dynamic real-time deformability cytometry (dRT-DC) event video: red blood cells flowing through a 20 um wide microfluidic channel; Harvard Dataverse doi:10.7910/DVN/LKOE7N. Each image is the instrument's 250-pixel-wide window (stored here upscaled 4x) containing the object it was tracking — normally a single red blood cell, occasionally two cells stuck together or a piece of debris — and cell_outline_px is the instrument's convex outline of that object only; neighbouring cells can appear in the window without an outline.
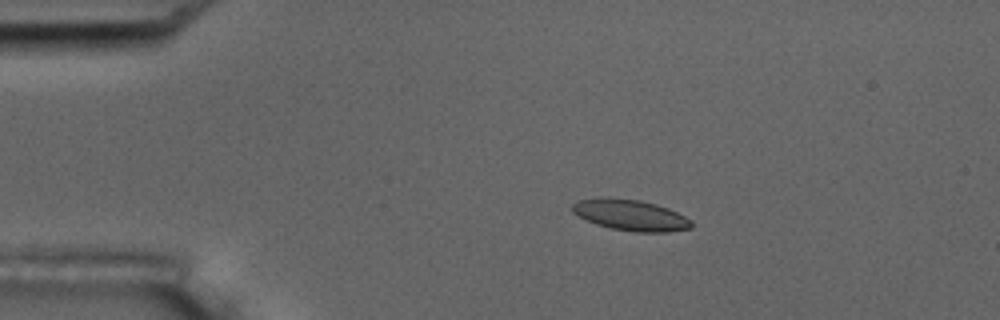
{"species": "common noctule bat (a hibernating species)", "species_latin": "Nyctalus noctula", "temperature_condition": "room temperature", "stored_images_in_passage": 5, "camera_frame_rate_fps": 3000, "um_per_image_px": 0.085, "animal": {"sex": "male", "body_mass_g": 17.5, "forearm_length_mm": 52.3}, "frame": {"image": 1, "passage_image": 3, "time_ms": 2.333, "image_size_px": [1000, 320], "cell_outline_px": [[692, 228], [668, 232], [636, 232], [612, 228], [596, 224], [572, 212], [572, 204], [576, 200], [596, 196], [608, 196], [640, 200], [656, 204], [668, 208], [692, 220]], "centroid_in_image_um": [53.57, 18.25], "position_along_channel_um": 31.4, "area_um2": 21.79}}